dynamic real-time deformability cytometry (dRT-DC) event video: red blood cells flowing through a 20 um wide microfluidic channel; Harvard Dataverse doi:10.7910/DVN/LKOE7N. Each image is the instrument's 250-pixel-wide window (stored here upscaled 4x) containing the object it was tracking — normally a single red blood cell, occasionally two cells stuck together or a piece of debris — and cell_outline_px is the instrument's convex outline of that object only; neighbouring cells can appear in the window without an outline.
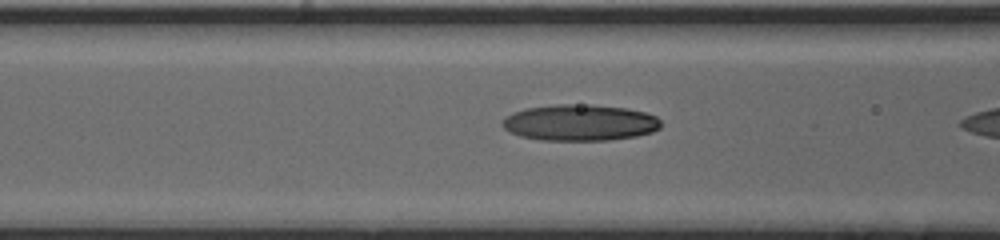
{"species": "human", "species_latin": "Homo sapiens", "temperature_condition": "cold", "stored_images_in_passage": 23, "segment_of_instrument_passage": [2, 2], "camera_frame_rate_fps": 3000, "um_per_image_px": 0.085, "donor": {"sex": "male"}, "frame": {"image": 1, "passage_image": 21, "time_ms": 6.667, "image_size_px": [1000, 240], "cell_outline_px": [[660, 128], [652, 132], [636, 136], [608, 140], [540, 140], [520, 136], [504, 128], [500, 124], [504, 116], [512, 112], [524, 108], [556, 104], [592, 104], [628, 108], [644, 112], [656, 116], [660, 120]], "centroid_in_image_um": [49.26, 10.41], "position_along_channel_um": 117.3, "area_um2": 33.81}}